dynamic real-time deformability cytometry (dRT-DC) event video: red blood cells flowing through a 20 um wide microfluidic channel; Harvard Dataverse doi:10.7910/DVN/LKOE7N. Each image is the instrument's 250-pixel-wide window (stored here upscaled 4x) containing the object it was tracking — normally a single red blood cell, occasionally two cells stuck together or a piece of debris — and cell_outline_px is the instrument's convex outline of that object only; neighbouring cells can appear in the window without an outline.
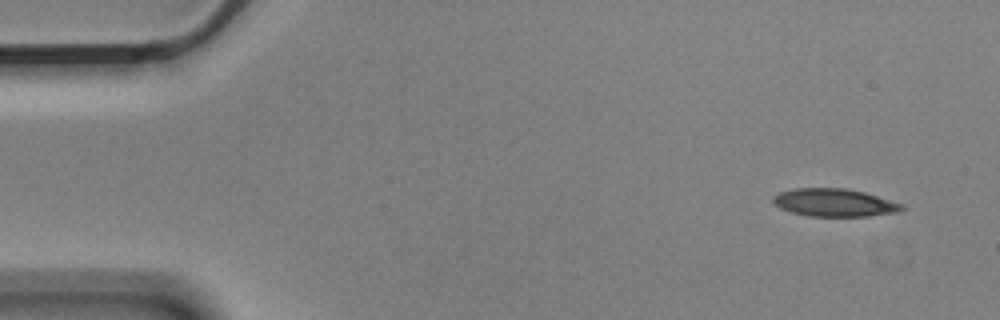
{"species": "Egyptian fruit bat (a non-hibernating species)", "species_latin": "Rousettus aegyptiacus", "temperature_condition": "cold", "stored_images_in_passage": 10, "camera_frame_rate_fps": 3000, "um_per_image_px": 0.085, "animal": {"sex": "male"}, "frame": {"image": 1, "passage_image": 1, "time_ms": 0.0, "image_size_px": [1000, 320], "cell_outline_px": [[908, 208], [900, 212], [868, 216], [808, 216], [792, 212], [780, 208], [772, 200], [772, 196], [780, 192], [796, 188], [844, 188], [864, 192], [904, 204]], "centroid_in_image_um": [70.97, 17.23], "position_along_channel_um": 14.0, "area_um2": 20.98}}
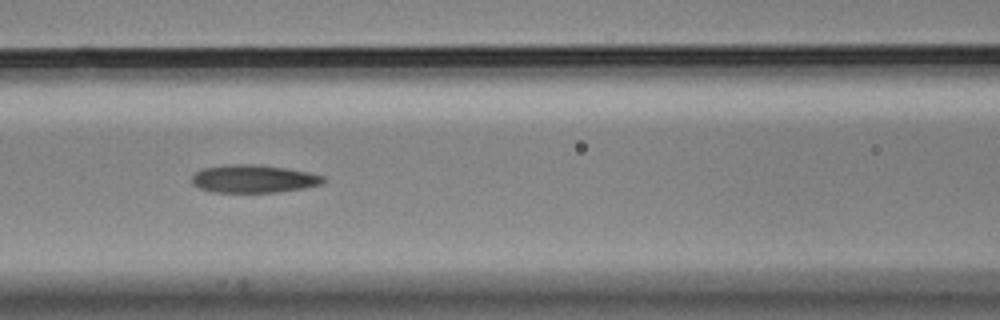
{"frame": {"image": 2, "passage_image": 6, "time_ms": 1.667, "image_size_px": [1000, 320], "cell_outline_px": [[328, 180], [324, 184], [304, 188], [276, 192], [212, 192], [200, 188], [192, 184], [192, 176], [196, 172], [204, 168], [228, 164], [260, 164], [308, 172], [324, 176]], "centroid_in_image_um": [21.59, 15.2], "position_along_channel_um": 145.0, "area_um2": 21.5}}
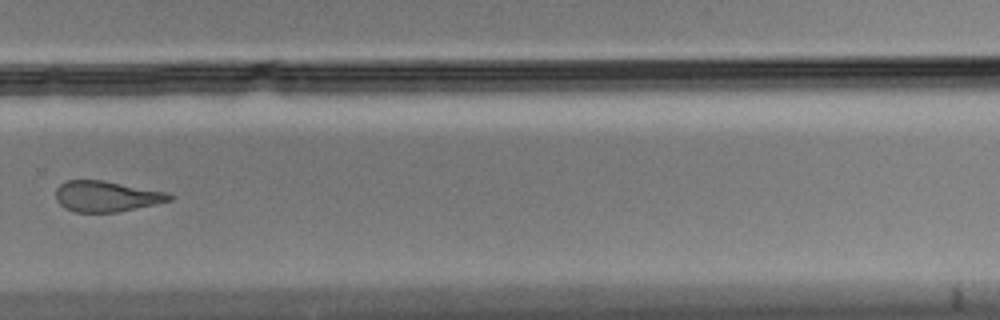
{"frame": {"image": 3, "passage_image": 10, "time_ms": 3.0, "image_size_px": [1000, 320], "cell_outline_px": [[176, 196], [172, 200], [156, 204], [116, 212], [76, 212], [64, 208], [56, 200], [56, 188], [60, 184], [68, 180], [104, 180], [168, 192]], "centroid_in_image_um": [9.07, 16.68], "position_along_channel_um": 320.7, "area_um2": 20.52}}